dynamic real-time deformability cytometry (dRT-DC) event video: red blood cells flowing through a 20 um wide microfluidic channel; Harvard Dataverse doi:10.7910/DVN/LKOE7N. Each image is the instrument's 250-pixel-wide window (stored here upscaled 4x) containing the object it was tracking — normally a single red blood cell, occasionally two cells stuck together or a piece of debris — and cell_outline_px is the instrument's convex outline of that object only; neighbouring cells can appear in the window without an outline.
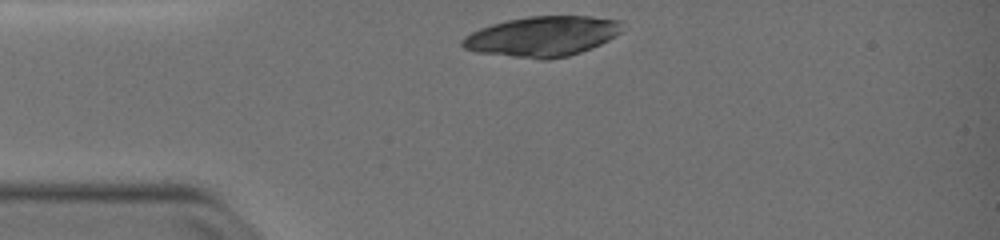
{"species": "common noctule bat (a hibernating species)", "species_latin": "Nyctalus noctula", "temperature_condition": "warm", "stored_images_in_passage": 34, "camera_frame_rate_fps": 3000, "um_per_image_px": 0.085, "animal": {"sex": "female", "body_mass_g": 19.0, "forearm_length_mm": 51.5}, "frame": {"image": 1, "passage_image": 1, "time_ms": 0.0, "image_size_px": [1000, 240], "cell_outline_px": [[620, 32], [616, 36], [592, 48], [568, 56], [548, 60], [540, 60], [476, 52], [464, 48], [460, 44], [460, 40], [464, 36], [480, 28], [492, 24], [508, 20], [528, 16], [592, 16], [620, 20]], "centroid_in_image_um": [46.07, 3.1], "position_along_channel_um": 38.9, "area_um2": 37.45}}